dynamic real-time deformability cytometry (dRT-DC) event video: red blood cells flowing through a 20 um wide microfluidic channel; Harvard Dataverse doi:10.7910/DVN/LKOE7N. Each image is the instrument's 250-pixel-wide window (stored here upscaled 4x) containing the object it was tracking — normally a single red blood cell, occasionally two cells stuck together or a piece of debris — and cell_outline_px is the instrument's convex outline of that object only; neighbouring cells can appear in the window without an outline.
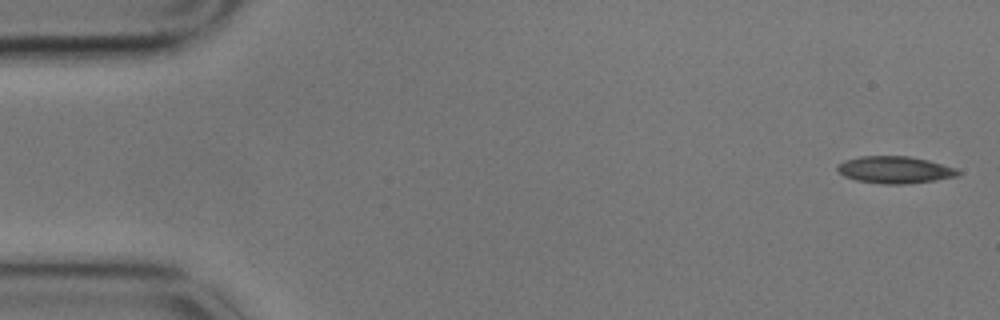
{"species": "common noctule bat (a hibernating species)", "species_latin": "Nyctalus noctula", "temperature_condition": "cold", "stored_images_in_passage": 4, "camera_frame_rate_fps": 3000, "um_per_image_px": 0.085, "animal": {"sex": "male", "body_mass_g": 17.9}, "frame": {"image": 1, "passage_image": 1, "time_ms": 0.0, "image_size_px": [1000, 320], "cell_outline_px": [[960, 176], [936, 180], [904, 184], [884, 184], [856, 180], [844, 176], [836, 168], [836, 164], [844, 160], [860, 156], [908, 156], [928, 160], [956, 168], [960, 172]], "centroid_in_image_um": [76.06, 14.43], "position_along_channel_um": 8.9, "area_um2": 19.07}}
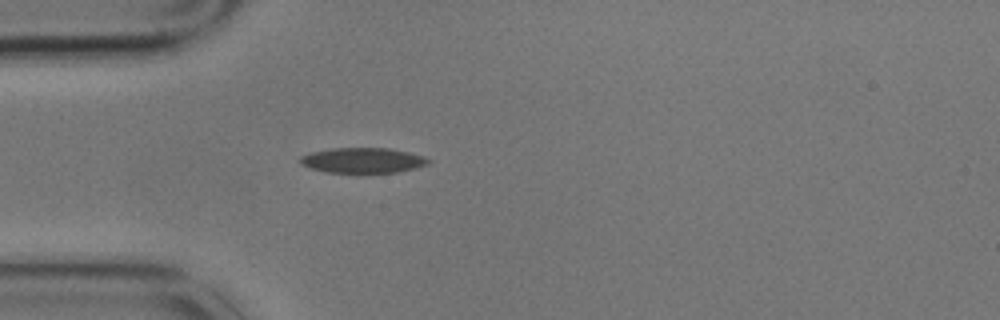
{"frame": {"image": 2, "passage_image": 4, "time_ms": 1.0, "image_size_px": [1000, 320], "cell_outline_px": [[432, 160], [428, 164], [416, 168], [396, 172], [324, 172], [300, 164], [300, 156], [312, 152], [332, 148], [388, 148], [408, 152], [424, 156]], "centroid_in_image_um": [30.85, 13.62], "position_along_channel_um": 54.1, "area_um2": 18.73}}